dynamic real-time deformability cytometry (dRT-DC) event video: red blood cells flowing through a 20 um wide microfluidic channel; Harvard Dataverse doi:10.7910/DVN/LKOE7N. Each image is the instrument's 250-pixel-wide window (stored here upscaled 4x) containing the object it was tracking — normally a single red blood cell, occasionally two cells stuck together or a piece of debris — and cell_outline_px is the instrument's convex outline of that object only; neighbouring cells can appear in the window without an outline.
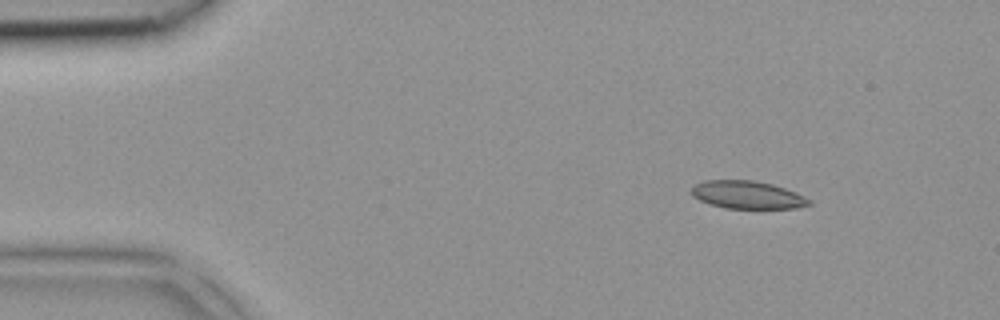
{"species": "common noctule bat (a hibernating species)", "species_latin": "Nyctalus noctula", "temperature_condition": "room temperature", "stored_images_in_passage": 3, "camera_frame_rate_fps": 3000, "um_per_image_px": 0.085, "animal": {"sex": "female", "body_mass_g": 18.4}, "frame": {"image": 1, "passage_image": 1, "time_ms": 0.0, "image_size_px": [1000, 320], "cell_outline_px": [[812, 204], [796, 208], [724, 208], [700, 200], [692, 196], [688, 192], [696, 184], [704, 180], [752, 180], [772, 184], [796, 192], [812, 200]], "centroid_in_image_um": [63.52, 16.56], "position_along_channel_um": 21.5, "area_um2": 19.07}}
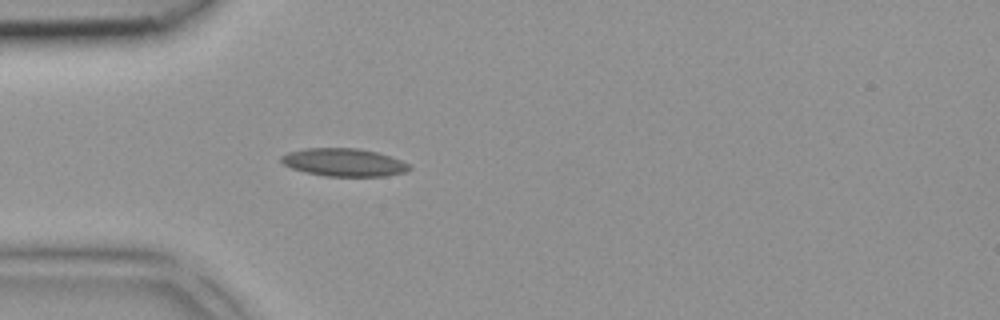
{"frame": {"image": 2, "passage_image": 3, "time_ms": 0.667, "image_size_px": [1000, 320], "cell_outline_px": [[412, 168], [404, 172], [384, 176], [324, 176], [304, 172], [292, 168], [284, 164], [280, 160], [280, 156], [288, 152], [304, 148], [360, 148], [376, 152], [400, 160], [408, 164]], "centroid_in_image_um": [29.19, 13.8], "position_along_channel_um": 55.8, "area_um2": 20.75}}